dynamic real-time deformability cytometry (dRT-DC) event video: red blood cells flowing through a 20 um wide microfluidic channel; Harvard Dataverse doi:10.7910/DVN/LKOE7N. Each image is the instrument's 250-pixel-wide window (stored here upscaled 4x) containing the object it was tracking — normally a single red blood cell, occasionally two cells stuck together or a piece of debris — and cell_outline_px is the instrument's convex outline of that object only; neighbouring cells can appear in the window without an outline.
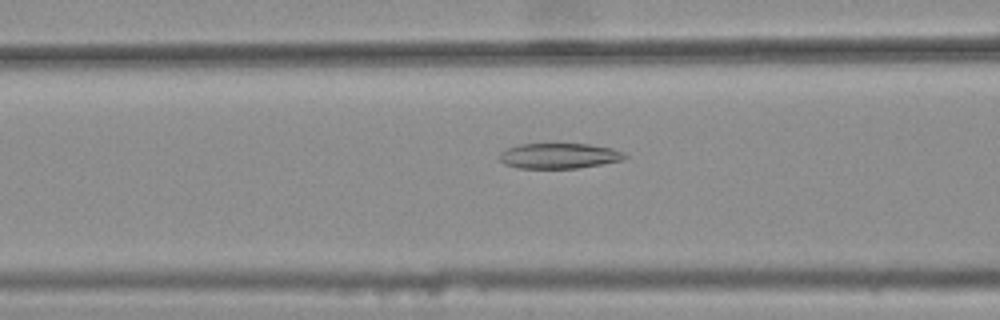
{"species": "common noctule bat (a hibernating species)", "species_latin": "Nyctalus noctula", "temperature_condition": "warm", "stored_images_in_passage": 38, "camera_frame_rate_fps": 3000, "um_per_image_px": 0.085, "animal": {"sex": "female", "body_mass_g": 25.1}, "frame": {"image": 1, "passage_image": 12, "time_ms": 3.667, "image_size_px": [1000, 320], "cell_outline_px": [[628, 156], [624, 160], [576, 168], [516, 168], [504, 164], [500, 160], [500, 152], [508, 148], [520, 144], [588, 144], [612, 148], [624, 152]], "centroid_in_image_um": [47.53, 13.25], "position_along_channel_um": 119.1, "area_um2": 18.5}}
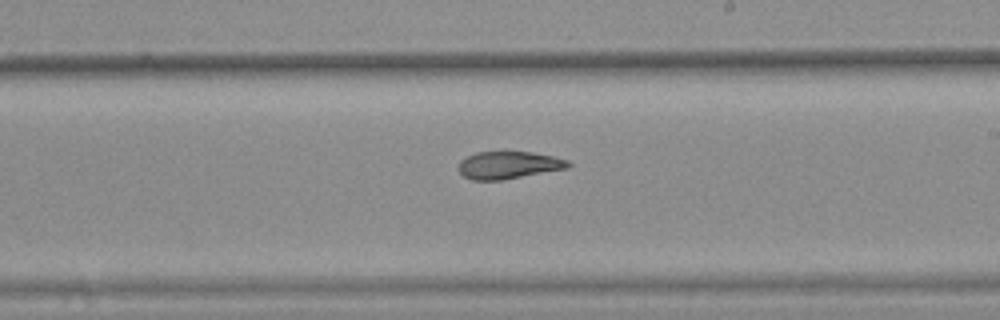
{"frame": {"image": 2, "passage_image": 22, "time_ms": 7.0, "image_size_px": [1000, 320], "cell_outline_px": [[572, 164], [568, 168], [504, 180], [472, 180], [464, 176], [456, 168], [460, 160], [476, 152], [532, 152], [552, 156], [568, 160]], "centroid_in_image_um": [43.22, 14.04], "position_along_channel_um": 245.8, "area_um2": 17.63}}
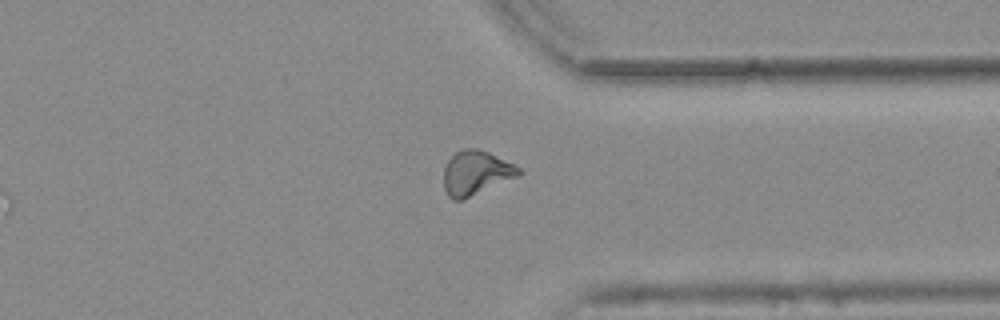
{"frame": {"image": 3, "passage_image": 32, "time_ms": 10.333, "image_size_px": [1000, 320], "cell_outline_px": [[524, 172], [520, 176], [460, 200], [452, 200], [448, 196], [444, 188], [444, 168], [448, 160], [456, 152], [464, 148], [476, 148], [488, 152], [520, 168]], "centroid_in_image_um": [40.45, 14.69], "position_along_channel_um": 370.9, "area_um2": 19.19}, "authors_computed_cell_mechanics": {"area_um2": 18.6983, "velocity_mm_per_s": 3.805, "shape_relaxation_time_tau1_ms": null, "shape_relaxation_time_tau2_ms": 3.8078, "deformation_change_tau1": null, "deformation_change_tau2": 0.1067}}